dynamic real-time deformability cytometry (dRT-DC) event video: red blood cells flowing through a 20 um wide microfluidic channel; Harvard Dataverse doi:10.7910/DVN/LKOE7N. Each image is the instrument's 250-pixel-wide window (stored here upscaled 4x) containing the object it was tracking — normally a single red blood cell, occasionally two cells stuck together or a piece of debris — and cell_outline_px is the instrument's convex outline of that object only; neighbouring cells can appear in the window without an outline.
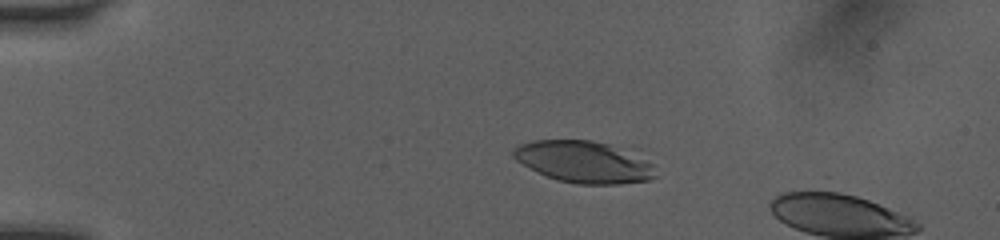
{"species": "human", "species_latin": "Homo sapiens", "temperature_condition": "room temperature", "stored_images_in_passage": 8, "camera_frame_rate_fps": 3000, "um_per_image_px": 0.085, "donor": {"sex": "female"}, "frame": {"image": 1, "passage_image": 5, "time_ms": 1.333, "image_size_px": [1000, 240], "cell_outline_px": [[656, 176], [648, 180], [620, 184], [576, 184], [556, 180], [516, 160], [512, 156], [512, 152], [520, 144], [532, 140], [592, 140], [640, 148], [652, 164]], "centroid_in_image_um": [49.79, 13.72], "position_along_channel_um": 35.2, "area_um2": 35.66}}